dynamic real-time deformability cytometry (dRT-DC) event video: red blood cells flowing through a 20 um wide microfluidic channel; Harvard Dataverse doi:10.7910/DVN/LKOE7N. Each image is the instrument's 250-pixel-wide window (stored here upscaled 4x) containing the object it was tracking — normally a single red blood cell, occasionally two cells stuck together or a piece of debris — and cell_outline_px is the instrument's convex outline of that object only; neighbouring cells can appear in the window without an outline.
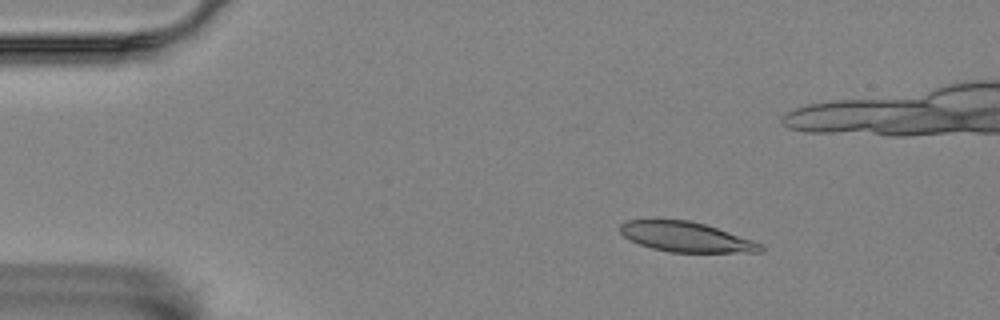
{"species": "Egyptian fruit bat (a non-hibernating species)", "species_latin": "Rousettus aegyptiacus", "temperature_condition": "room temperature", "stored_images_in_passage": 53, "camera_frame_rate_fps": 3000, "um_per_image_px": 0.085, "animal": {"sex": "female"}, "frame": {"image": 1, "passage_image": 8, "time_ms": 2.333, "image_size_px": [1000, 320], "cell_outline_px": [[764, 252], [672, 252], [652, 248], [628, 240], [620, 232], [620, 224], [628, 220], [692, 220], [764, 244]], "centroid_in_image_um": [58.32, 20.14], "position_along_channel_um": 26.7, "area_um2": 24.33}}
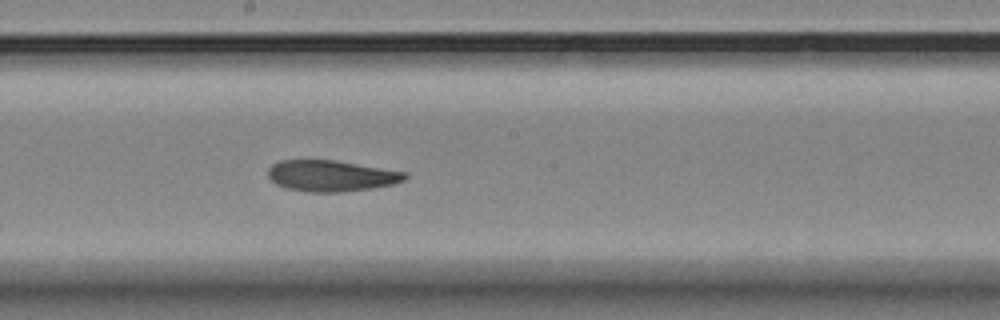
{"frame": {"image": 2, "passage_image": 30, "time_ms": 9.667, "image_size_px": [1000, 320], "cell_outline_px": [[408, 176], [404, 180], [392, 184], [344, 192], [304, 192], [284, 188], [276, 184], [268, 176], [268, 168], [272, 164], [280, 160], [336, 160], [408, 172]], "centroid_in_image_um": [28.13, 14.94], "position_along_channel_um": 220.1, "area_um2": 24.97}}
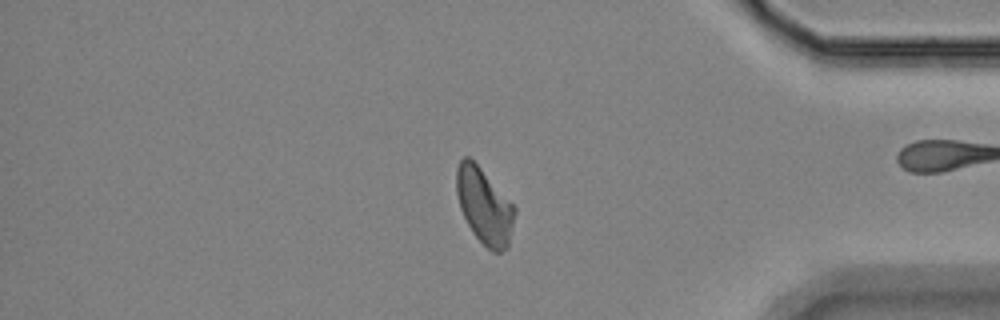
{"frame": {"image": 3, "passage_image": 47, "time_ms": 15.333, "image_size_px": [1000, 320], "cell_outline_px": [[516, 212], [508, 248], [500, 252], [492, 252], [472, 232], [460, 208], [456, 192], [456, 168], [460, 160], [464, 156], [468, 156], [480, 168], [516, 208]], "centroid_in_image_um": [41.16, 17.53], "position_along_channel_um": 394.0, "area_um2": 25.37}, "authors_computed_cell_mechanics": {"area_um2": 25.143, "velocity_mm_per_s": 3.4997, "shape_relaxation_time_tau1_ms": null, "shape_relaxation_time_tau2_ms": 7.053, "deformation_change_tau1": null, "deformation_change_tau2": 0.14}}